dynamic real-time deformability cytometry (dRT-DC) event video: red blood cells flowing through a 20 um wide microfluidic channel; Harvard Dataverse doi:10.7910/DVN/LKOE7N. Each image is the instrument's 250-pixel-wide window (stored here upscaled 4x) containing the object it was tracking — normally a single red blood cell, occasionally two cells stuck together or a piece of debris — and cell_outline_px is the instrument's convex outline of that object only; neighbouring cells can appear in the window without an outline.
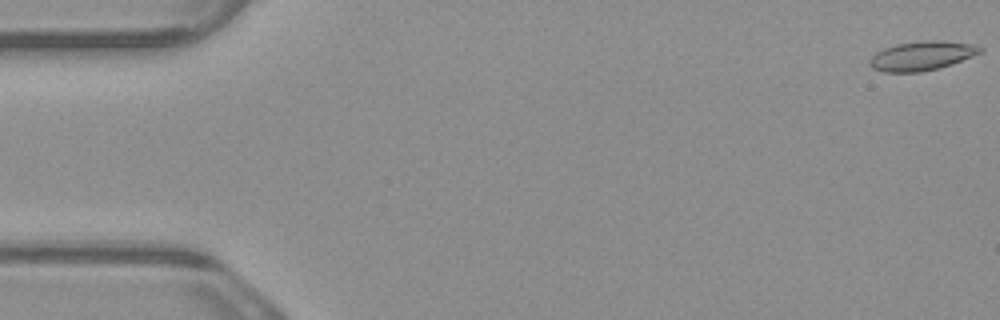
{"species": "common noctule bat (a hibernating species)", "species_latin": "Nyctalus noctula", "temperature_condition": "warm", "stored_images_in_passage": 5, "camera_frame_rate_fps": 3000, "um_per_image_px": 0.085, "animal": {"sex": "male", "body_mass_g": 23.1, "forearm_length_mm": 52.7}, "frame": {"image": 1, "passage_image": 1, "time_ms": 0.0, "image_size_px": [1000, 320], "cell_outline_px": [[984, 48], [980, 52], [972, 56], [952, 64], [940, 68], [920, 72], [884, 72], [872, 68], [868, 64], [868, 60], [876, 52], [884, 48], [896, 44], [928, 40], [940, 40], [972, 44]], "centroid_in_image_um": [78.32, 4.75], "position_along_channel_um": 6.7, "area_um2": 18.79}}
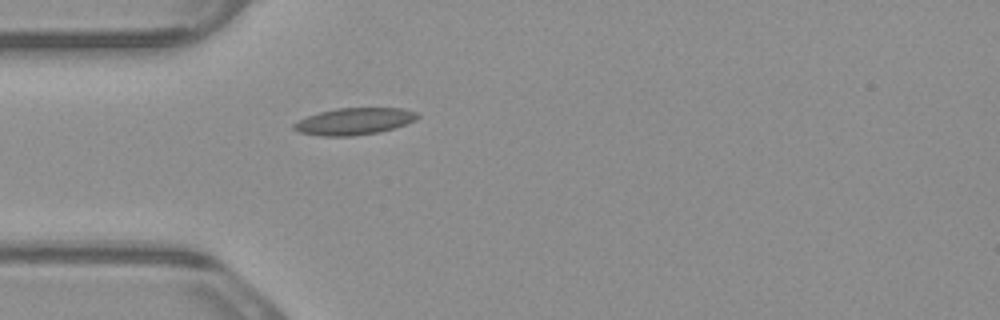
{"frame": {"image": 2, "passage_image": 5, "time_ms": 1.333, "image_size_px": [1000, 320], "cell_outline_px": [[420, 116], [416, 120], [380, 132], [352, 136], [320, 136], [300, 132], [292, 128], [292, 124], [308, 116], [320, 112], [336, 108], [404, 108], [416, 112]], "centroid_in_image_um": [30.11, 10.31], "position_along_channel_um": 54.9, "area_um2": 19.25}}